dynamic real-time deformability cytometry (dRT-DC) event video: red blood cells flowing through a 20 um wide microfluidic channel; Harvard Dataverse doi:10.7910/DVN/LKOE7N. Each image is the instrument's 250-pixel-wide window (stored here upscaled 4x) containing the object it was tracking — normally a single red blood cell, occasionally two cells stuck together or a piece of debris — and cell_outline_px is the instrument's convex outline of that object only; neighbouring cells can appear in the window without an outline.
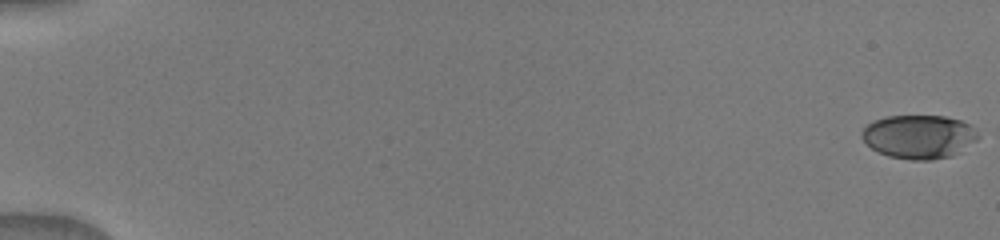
{"species": "human", "species_latin": "Homo sapiens", "temperature_condition": "warm", "stored_images_in_passage": 48, "camera_frame_rate_fps": 3000, "um_per_image_px": 0.085, "donor": {"sex": "male"}, "frame": {"image": 1, "passage_image": 1, "time_ms": 0.0, "image_size_px": [1000, 240], "cell_outline_px": [[980, 136], [976, 140], [952, 156], [932, 160], [912, 160], [888, 156], [872, 148], [860, 136], [860, 132], [872, 120], [888, 116], [944, 116], [960, 120], [972, 124], [976, 128]], "centroid_in_image_um": [78.12, 11.61], "position_along_channel_um": 6.9, "area_um2": 29.71}}
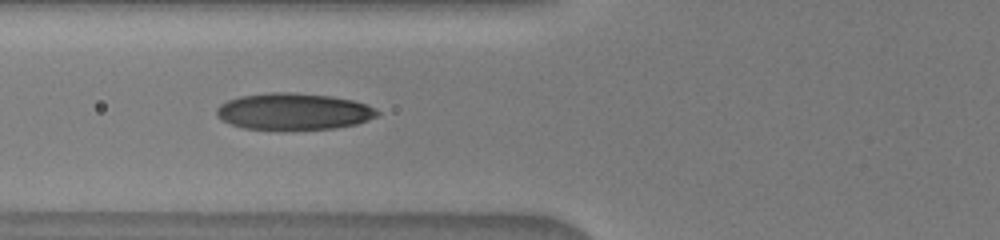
{"frame": {"image": 2, "passage_image": 20, "time_ms": 7.0, "image_size_px": [1000, 240], "cell_outline_px": [[380, 112], [376, 116], [368, 120], [356, 124], [336, 128], [244, 128], [220, 120], [216, 116], [216, 108], [220, 104], [228, 100], [240, 96], [272, 92], [296, 92], [332, 96], [352, 100], [376, 108]], "centroid_in_image_um": [24.95, 9.45], "position_along_channel_um": 100.9, "area_um2": 33.93}}
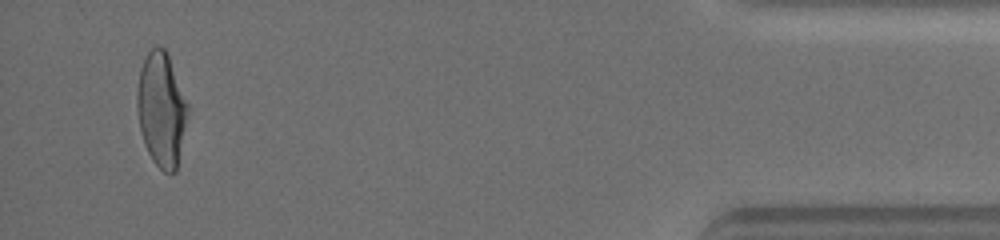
{"frame": {"image": 3, "passage_image": 46, "time_ms": 16.333, "image_size_px": [1000, 240], "cell_outline_px": [[188, 112], [176, 172], [164, 172], [152, 160], [144, 144], [140, 128], [136, 104], [136, 92], [140, 68], [148, 52], [152, 48], [164, 48], [168, 56], [188, 104]], "centroid_in_image_um": [13.7, 9.33], "position_along_channel_um": 421.5, "area_um2": 33.23}}